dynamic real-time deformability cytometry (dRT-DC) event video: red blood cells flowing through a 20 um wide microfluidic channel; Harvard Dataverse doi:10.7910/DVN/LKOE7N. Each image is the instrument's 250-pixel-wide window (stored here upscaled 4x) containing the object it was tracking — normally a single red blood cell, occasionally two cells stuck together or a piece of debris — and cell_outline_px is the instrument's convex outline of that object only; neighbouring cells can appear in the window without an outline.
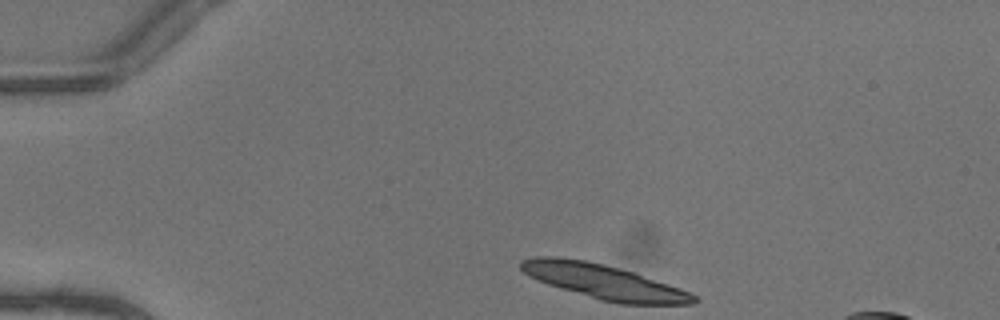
{"species": "common noctule bat (a hibernating species)", "species_latin": "Nyctalus noctula", "temperature_condition": "warm", "stored_images_in_passage": 42, "segment_of_instrument_passage": [1, 2], "camera_frame_rate_fps": 3000, "um_per_image_px": 0.085, "animal": {"sex": "female"}, "frame": {"image": 1, "passage_image": 1, "time_ms": 0.0, "image_size_px": [1000, 320], "cell_outline_px": [[700, 300], [696, 304], [620, 304], [600, 300], [548, 284], [528, 276], [520, 268], [520, 260], [536, 256], [556, 256], [584, 260], [620, 268], [680, 288], [696, 296]], "centroid_in_image_um": [51.31, 23.95], "position_along_channel_um": 33.7, "area_um2": 34.62}}